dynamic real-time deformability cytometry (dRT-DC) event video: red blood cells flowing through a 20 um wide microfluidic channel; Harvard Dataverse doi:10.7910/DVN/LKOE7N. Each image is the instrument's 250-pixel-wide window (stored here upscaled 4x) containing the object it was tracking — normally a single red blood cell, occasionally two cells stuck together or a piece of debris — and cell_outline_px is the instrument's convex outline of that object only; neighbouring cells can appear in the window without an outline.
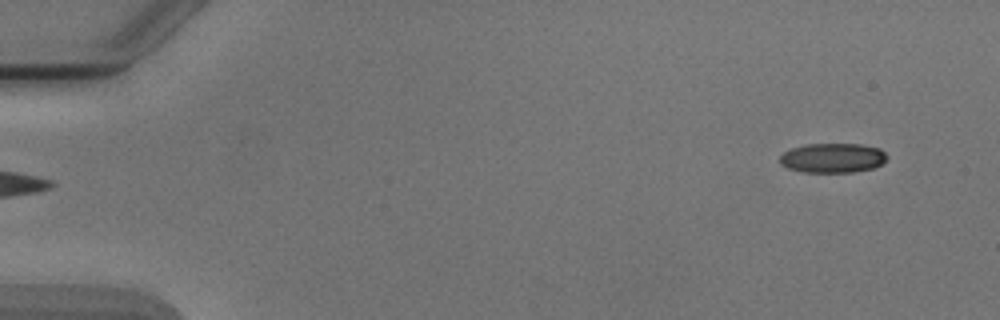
{"species": "Egyptian fruit bat (a non-hibernating species)", "species_latin": "Rousettus aegyptiacus", "temperature_condition": "cold", "stored_images_in_passage": 4, "camera_frame_rate_fps": 3000, "um_per_image_px": 0.085, "animal": {"sex": "male"}, "frame": {"image": 1, "passage_image": 4, "time_ms": 3.667, "image_size_px": [1000, 320], "cell_outline_px": [[888, 156], [880, 164], [872, 168], [852, 172], [804, 172], [788, 168], [780, 164], [780, 156], [784, 152], [792, 148], [804, 144], [860, 144], [880, 148]], "centroid_in_image_um": [70.76, 13.42], "position_along_channel_um": 14.2, "area_um2": 18.38}}